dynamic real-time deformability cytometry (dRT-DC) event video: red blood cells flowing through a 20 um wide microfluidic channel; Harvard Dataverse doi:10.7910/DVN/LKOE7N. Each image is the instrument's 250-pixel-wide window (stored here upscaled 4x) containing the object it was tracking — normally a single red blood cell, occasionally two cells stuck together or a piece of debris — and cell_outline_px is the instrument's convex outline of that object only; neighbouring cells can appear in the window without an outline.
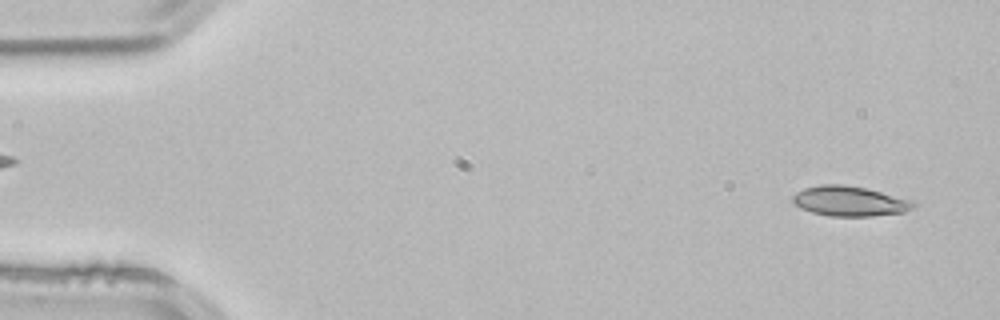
{"species": "common noctule bat (a hibernating species)", "species_latin": "Nyctalus noctula", "temperature_condition": "room temperature", "stored_images_in_passage": 3, "segment_of_instrument_passage": [2, 2], "camera_frame_rate_fps": 3000, "um_per_image_px": 0.085, "animal": {"sex": "male", "body_mass_g": 21.5, "forearm_length_mm": 52.0}, "frame": {"image": 1, "passage_image": 3, "time_ms": 0.667, "image_size_px": [1000, 320], "cell_outline_px": [[916, 204], [912, 208], [904, 212], [872, 216], [828, 216], [812, 212], [800, 208], [792, 204], [792, 196], [796, 192], [804, 188], [820, 184], [844, 184], [864, 188], [912, 200]], "centroid_in_image_um": [72.16, 17.1], "position_along_channel_um": 12.8, "area_um2": 21.1}}